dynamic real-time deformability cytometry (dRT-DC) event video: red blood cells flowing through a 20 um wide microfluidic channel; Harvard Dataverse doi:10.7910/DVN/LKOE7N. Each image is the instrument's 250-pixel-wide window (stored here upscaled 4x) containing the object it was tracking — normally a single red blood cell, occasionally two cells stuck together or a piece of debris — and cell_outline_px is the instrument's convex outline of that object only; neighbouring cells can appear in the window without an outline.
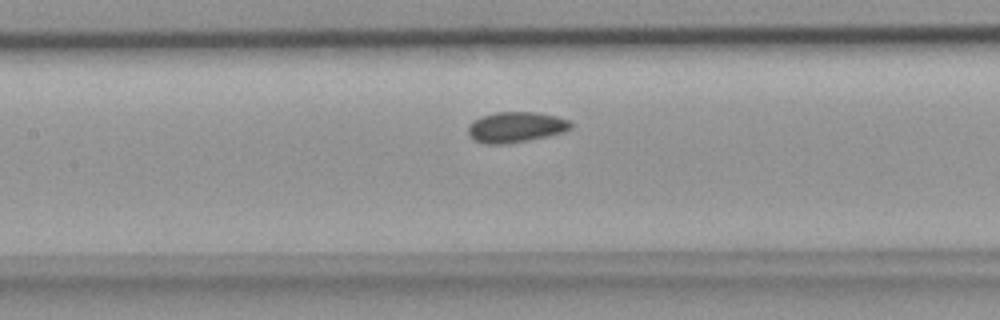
{"species": "common noctule bat (a hibernating species)", "species_latin": "Nyctalus noctula", "temperature_condition": "room temperature", "stored_images_in_passage": 23, "camera_frame_rate_fps": 3000, "um_per_image_px": 0.085, "animal": {"sex": "female", "body_mass_g": 18.4}, "frame": {"image": 1, "passage_image": 7, "time_ms": 2.0, "image_size_px": [1000, 320], "cell_outline_px": [[572, 128], [564, 132], [528, 140], [504, 144], [484, 144], [468, 136], [468, 124], [472, 120], [480, 116], [496, 112], [536, 112], [556, 116], [568, 120], [572, 124]], "centroid_in_image_um": [43.81, 10.8], "position_along_channel_um": 163.6, "area_um2": 18.38}}
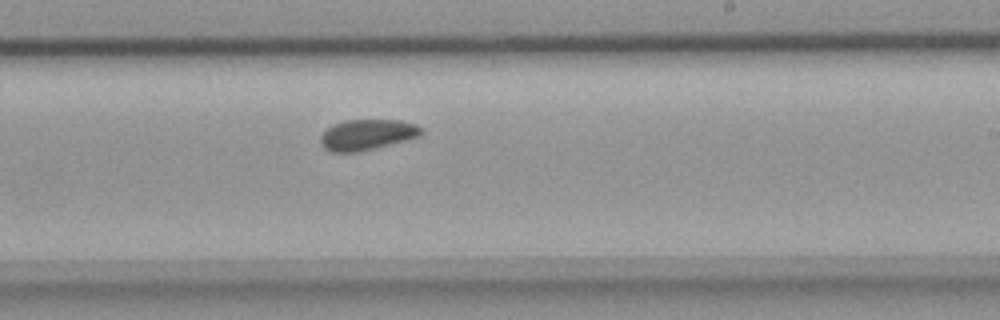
{"frame": {"image": 2, "passage_image": 13, "time_ms": 4.0, "image_size_px": [1000, 320], "cell_outline_px": [[424, 132], [420, 136], [360, 152], [332, 152], [324, 148], [320, 144], [320, 136], [328, 128], [336, 124], [348, 120], [400, 120], [416, 124], [424, 128]], "centroid_in_image_um": [31.23, 11.45], "position_along_channel_um": 257.8, "area_um2": 17.98}}
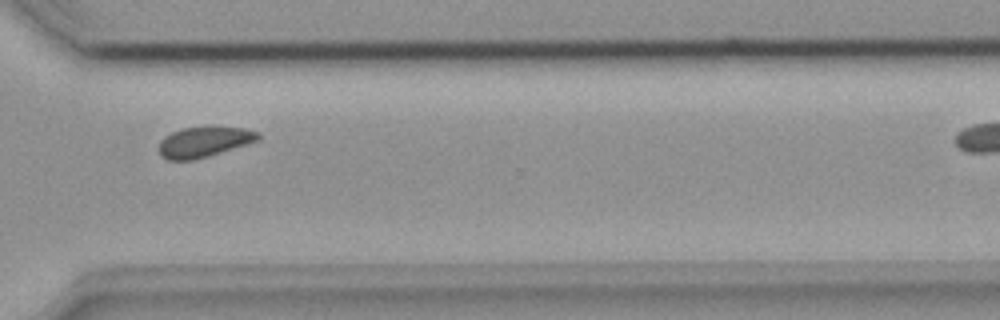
{"frame": {"image": 3, "passage_image": 19, "time_ms": 6.0, "image_size_px": [1000, 320], "cell_outline_px": [[260, 140], [248, 144], [208, 156], [192, 160], [168, 160], [160, 156], [160, 140], [164, 136], [180, 128], [208, 124], [212, 124], [244, 128], [260, 132]], "centroid_in_image_um": [17.38, 12.01], "position_along_channel_um": 353.2, "area_um2": 18.32}}